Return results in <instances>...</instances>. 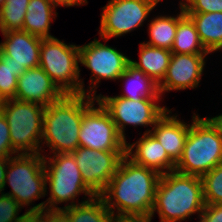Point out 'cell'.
<instances>
[{
  "mask_svg": "<svg viewBox=\"0 0 222 222\" xmlns=\"http://www.w3.org/2000/svg\"><path fill=\"white\" fill-rule=\"evenodd\" d=\"M56 9L59 7H74L88 5V0H48Z\"/></svg>",
  "mask_w": 222,
  "mask_h": 222,
  "instance_id": "d6a6232c",
  "label": "cell"
},
{
  "mask_svg": "<svg viewBox=\"0 0 222 222\" xmlns=\"http://www.w3.org/2000/svg\"><path fill=\"white\" fill-rule=\"evenodd\" d=\"M79 147L101 151H126V141L118 133L110 114L95 97L88 95H84Z\"/></svg>",
  "mask_w": 222,
  "mask_h": 222,
  "instance_id": "8fae6325",
  "label": "cell"
},
{
  "mask_svg": "<svg viewBox=\"0 0 222 222\" xmlns=\"http://www.w3.org/2000/svg\"><path fill=\"white\" fill-rule=\"evenodd\" d=\"M171 52L176 54H210L204 48L194 22L187 15L177 24Z\"/></svg>",
  "mask_w": 222,
  "mask_h": 222,
  "instance_id": "d4e9b609",
  "label": "cell"
},
{
  "mask_svg": "<svg viewBox=\"0 0 222 222\" xmlns=\"http://www.w3.org/2000/svg\"><path fill=\"white\" fill-rule=\"evenodd\" d=\"M6 0H0V10H1V7L4 5Z\"/></svg>",
  "mask_w": 222,
  "mask_h": 222,
  "instance_id": "f35d334b",
  "label": "cell"
},
{
  "mask_svg": "<svg viewBox=\"0 0 222 222\" xmlns=\"http://www.w3.org/2000/svg\"><path fill=\"white\" fill-rule=\"evenodd\" d=\"M126 156L135 164L153 169L160 175L174 171L176 167L161 143L151 133H143L132 144L127 141Z\"/></svg>",
  "mask_w": 222,
  "mask_h": 222,
  "instance_id": "ac0fdd59",
  "label": "cell"
},
{
  "mask_svg": "<svg viewBox=\"0 0 222 222\" xmlns=\"http://www.w3.org/2000/svg\"><path fill=\"white\" fill-rule=\"evenodd\" d=\"M198 222H222V204H205Z\"/></svg>",
  "mask_w": 222,
  "mask_h": 222,
  "instance_id": "1f68e13d",
  "label": "cell"
},
{
  "mask_svg": "<svg viewBox=\"0 0 222 222\" xmlns=\"http://www.w3.org/2000/svg\"><path fill=\"white\" fill-rule=\"evenodd\" d=\"M181 159L175 171L202 177L222 163V137L207 117L193 111Z\"/></svg>",
  "mask_w": 222,
  "mask_h": 222,
  "instance_id": "8992f818",
  "label": "cell"
},
{
  "mask_svg": "<svg viewBox=\"0 0 222 222\" xmlns=\"http://www.w3.org/2000/svg\"><path fill=\"white\" fill-rule=\"evenodd\" d=\"M179 12L175 15L160 14L150 18L147 24L148 28V41H142L143 43L159 47L167 50H171L177 30L178 22L186 15L184 8L179 3Z\"/></svg>",
  "mask_w": 222,
  "mask_h": 222,
  "instance_id": "44dd1931",
  "label": "cell"
},
{
  "mask_svg": "<svg viewBox=\"0 0 222 222\" xmlns=\"http://www.w3.org/2000/svg\"><path fill=\"white\" fill-rule=\"evenodd\" d=\"M24 209L12 197L0 193V222H19L22 220L26 212L19 216V212Z\"/></svg>",
  "mask_w": 222,
  "mask_h": 222,
  "instance_id": "f1b7e54d",
  "label": "cell"
},
{
  "mask_svg": "<svg viewBox=\"0 0 222 222\" xmlns=\"http://www.w3.org/2000/svg\"><path fill=\"white\" fill-rule=\"evenodd\" d=\"M123 84L122 93L117 95L126 99L141 100L142 98H162L158 84L131 63L118 78Z\"/></svg>",
  "mask_w": 222,
  "mask_h": 222,
  "instance_id": "d6986e66",
  "label": "cell"
},
{
  "mask_svg": "<svg viewBox=\"0 0 222 222\" xmlns=\"http://www.w3.org/2000/svg\"><path fill=\"white\" fill-rule=\"evenodd\" d=\"M185 13L222 12V0H180Z\"/></svg>",
  "mask_w": 222,
  "mask_h": 222,
  "instance_id": "f546056e",
  "label": "cell"
},
{
  "mask_svg": "<svg viewBox=\"0 0 222 222\" xmlns=\"http://www.w3.org/2000/svg\"><path fill=\"white\" fill-rule=\"evenodd\" d=\"M205 204H222V163L201 177Z\"/></svg>",
  "mask_w": 222,
  "mask_h": 222,
  "instance_id": "4316f807",
  "label": "cell"
},
{
  "mask_svg": "<svg viewBox=\"0 0 222 222\" xmlns=\"http://www.w3.org/2000/svg\"><path fill=\"white\" fill-rule=\"evenodd\" d=\"M131 57L117 48L102 43L94 37L93 41L79 44V64L91 70L89 86L85 88V95L97 98V88L101 80L116 81L126 70Z\"/></svg>",
  "mask_w": 222,
  "mask_h": 222,
  "instance_id": "7c38bea8",
  "label": "cell"
},
{
  "mask_svg": "<svg viewBox=\"0 0 222 222\" xmlns=\"http://www.w3.org/2000/svg\"><path fill=\"white\" fill-rule=\"evenodd\" d=\"M208 55L172 53L165 77L158 84L160 95L164 97L171 91L198 88Z\"/></svg>",
  "mask_w": 222,
  "mask_h": 222,
  "instance_id": "5bb4252c",
  "label": "cell"
},
{
  "mask_svg": "<svg viewBox=\"0 0 222 222\" xmlns=\"http://www.w3.org/2000/svg\"><path fill=\"white\" fill-rule=\"evenodd\" d=\"M9 158L10 157H0V193H2L4 189V181Z\"/></svg>",
  "mask_w": 222,
  "mask_h": 222,
  "instance_id": "836d02e7",
  "label": "cell"
},
{
  "mask_svg": "<svg viewBox=\"0 0 222 222\" xmlns=\"http://www.w3.org/2000/svg\"><path fill=\"white\" fill-rule=\"evenodd\" d=\"M175 109L167 111L157 120L150 133L161 143L170 159L177 164L181 159L190 123L179 119Z\"/></svg>",
  "mask_w": 222,
  "mask_h": 222,
  "instance_id": "e0dca14e",
  "label": "cell"
},
{
  "mask_svg": "<svg viewBox=\"0 0 222 222\" xmlns=\"http://www.w3.org/2000/svg\"><path fill=\"white\" fill-rule=\"evenodd\" d=\"M0 60L9 63L19 77L25 70L39 66L42 38L22 30L2 32Z\"/></svg>",
  "mask_w": 222,
  "mask_h": 222,
  "instance_id": "9a60e30c",
  "label": "cell"
},
{
  "mask_svg": "<svg viewBox=\"0 0 222 222\" xmlns=\"http://www.w3.org/2000/svg\"><path fill=\"white\" fill-rule=\"evenodd\" d=\"M48 156L49 154L44 156L46 190L49 191V197L45 200L46 210H63L87 202L96 196L83 182L81 172L71 153ZM82 194L84 197L80 201L77 197ZM59 204L63 206L59 207Z\"/></svg>",
  "mask_w": 222,
  "mask_h": 222,
  "instance_id": "277c9868",
  "label": "cell"
},
{
  "mask_svg": "<svg viewBox=\"0 0 222 222\" xmlns=\"http://www.w3.org/2000/svg\"><path fill=\"white\" fill-rule=\"evenodd\" d=\"M46 107L17 99L5 100L2 113L9 125L12 148L18 153H41Z\"/></svg>",
  "mask_w": 222,
  "mask_h": 222,
  "instance_id": "ba28073f",
  "label": "cell"
},
{
  "mask_svg": "<svg viewBox=\"0 0 222 222\" xmlns=\"http://www.w3.org/2000/svg\"><path fill=\"white\" fill-rule=\"evenodd\" d=\"M4 102H5V99L0 95V114L2 113Z\"/></svg>",
  "mask_w": 222,
  "mask_h": 222,
  "instance_id": "74e56055",
  "label": "cell"
},
{
  "mask_svg": "<svg viewBox=\"0 0 222 222\" xmlns=\"http://www.w3.org/2000/svg\"><path fill=\"white\" fill-rule=\"evenodd\" d=\"M6 185L11 188L7 193L4 192ZM2 193L14 198L23 208L30 206L26 211L46 210L45 201L34 204L36 200L48 195L44 155L21 153L11 156L8 160Z\"/></svg>",
  "mask_w": 222,
  "mask_h": 222,
  "instance_id": "5b68a950",
  "label": "cell"
},
{
  "mask_svg": "<svg viewBox=\"0 0 222 222\" xmlns=\"http://www.w3.org/2000/svg\"><path fill=\"white\" fill-rule=\"evenodd\" d=\"M205 207L201 177L177 171L162 174L158 181L150 219L157 215L160 222H182L200 214Z\"/></svg>",
  "mask_w": 222,
  "mask_h": 222,
  "instance_id": "7a4b0ae2",
  "label": "cell"
},
{
  "mask_svg": "<svg viewBox=\"0 0 222 222\" xmlns=\"http://www.w3.org/2000/svg\"><path fill=\"white\" fill-rule=\"evenodd\" d=\"M84 115V94H65L49 104L43 114L41 154L72 153L79 147V131ZM51 149V150H50Z\"/></svg>",
  "mask_w": 222,
  "mask_h": 222,
  "instance_id": "3957f363",
  "label": "cell"
},
{
  "mask_svg": "<svg viewBox=\"0 0 222 222\" xmlns=\"http://www.w3.org/2000/svg\"><path fill=\"white\" fill-rule=\"evenodd\" d=\"M30 0H6L0 10V32L22 30Z\"/></svg>",
  "mask_w": 222,
  "mask_h": 222,
  "instance_id": "484cf974",
  "label": "cell"
},
{
  "mask_svg": "<svg viewBox=\"0 0 222 222\" xmlns=\"http://www.w3.org/2000/svg\"><path fill=\"white\" fill-rule=\"evenodd\" d=\"M26 9L23 31L41 38L55 37L50 29L58 12L48 0H30Z\"/></svg>",
  "mask_w": 222,
  "mask_h": 222,
  "instance_id": "ffe728a7",
  "label": "cell"
},
{
  "mask_svg": "<svg viewBox=\"0 0 222 222\" xmlns=\"http://www.w3.org/2000/svg\"><path fill=\"white\" fill-rule=\"evenodd\" d=\"M85 185L99 196L116 173L126 151H101L78 147L71 153Z\"/></svg>",
  "mask_w": 222,
  "mask_h": 222,
  "instance_id": "4fadbf2b",
  "label": "cell"
},
{
  "mask_svg": "<svg viewBox=\"0 0 222 222\" xmlns=\"http://www.w3.org/2000/svg\"><path fill=\"white\" fill-rule=\"evenodd\" d=\"M18 154L10 141L9 125L3 113L0 114V157H11Z\"/></svg>",
  "mask_w": 222,
  "mask_h": 222,
  "instance_id": "4dcf8cb0",
  "label": "cell"
},
{
  "mask_svg": "<svg viewBox=\"0 0 222 222\" xmlns=\"http://www.w3.org/2000/svg\"><path fill=\"white\" fill-rule=\"evenodd\" d=\"M62 211L67 215L69 222H113L115 219L100 196Z\"/></svg>",
  "mask_w": 222,
  "mask_h": 222,
  "instance_id": "cb8c5ba5",
  "label": "cell"
},
{
  "mask_svg": "<svg viewBox=\"0 0 222 222\" xmlns=\"http://www.w3.org/2000/svg\"><path fill=\"white\" fill-rule=\"evenodd\" d=\"M162 0H109L107 5L101 7L100 40L107 42L130 34L149 21L152 11L159 6Z\"/></svg>",
  "mask_w": 222,
  "mask_h": 222,
  "instance_id": "30bf717a",
  "label": "cell"
},
{
  "mask_svg": "<svg viewBox=\"0 0 222 222\" xmlns=\"http://www.w3.org/2000/svg\"><path fill=\"white\" fill-rule=\"evenodd\" d=\"M113 222H152L150 218L115 217Z\"/></svg>",
  "mask_w": 222,
  "mask_h": 222,
  "instance_id": "8d00e7d4",
  "label": "cell"
},
{
  "mask_svg": "<svg viewBox=\"0 0 222 222\" xmlns=\"http://www.w3.org/2000/svg\"><path fill=\"white\" fill-rule=\"evenodd\" d=\"M79 65V45L57 37L42 38L39 66L64 94L85 95Z\"/></svg>",
  "mask_w": 222,
  "mask_h": 222,
  "instance_id": "52a82bcc",
  "label": "cell"
},
{
  "mask_svg": "<svg viewBox=\"0 0 222 222\" xmlns=\"http://www.w3.org/2000/svg\"><path fill=\"white\" fill-rule=\"evenodd\" d=\"M16 71L9 63L0 60V95L5 99H14L17 89Z\"/></svg>",
  "mask_w": 222,
  "mask_h": 222,
  "instance_id": "83f0119b",
  "label": "cell"
},
{
  "mask_svg": "<svg viewBox=\"0 0 222 222\" xmlns=\"http://www.w3.org/2000/svg\"><path fill=\"white\" fill-rule=\"evenodd\" d=\"M194 22L204 48L210 53L222 49V12L185 13Z\"/></svg>",
  "mask_w": 222,
  "mask_h": 222,
  "instance_id": "603a6c76",
  "label": "cell"
},
{
  "mask_svg": "<svg viewBox=\"0 0 222 222\" xmlns=\"http://www.w3.org/2000/svg\"><path fill=\"white\" fill-rule=\"evenodd\" d=\"M160 176L125 155L99 196L115 217L150 218Z\"/></svg>",
  "mask_w": 222,
  "mask_h": 222,
  "instance_id": "6da1fadb",
  "label": "cell"
},
{
  "mask_svg": "<svg viewBox=\"0 0 222 222\" xmlns=\"http://www.w3.org/2000/svg\"><path fill=\"white\" fill-rule=\"evenodd\" d=\"M64 95L44 70L38 66L25 70L18 77L14 99L46 107L60 100Z\"/></svg>",
  "mask_w": 222,
  "mask_h": 222,
  "instance_id": "2e32d148",
  "label": "cell"
},
{
  "mask_svg": "<svg viewBox=\"0 0 222 222\" xmlns=\"http://www.w3.org/2000/svg\"><path fill=\"white\" fill-rule=\"evenodd\" d=\"M110 114L120 136L127 142L126 126L146 127L144 133H150L157 120L167 111L161 105L163 98L126 99L119 96L98 94L96 98ZM149 127V128H148Z\"/></svg>",
  "mask_w": 222,
  "mask_h": 222,
  "instance_id": "9c48e42d",
  "label": "cell"
},
{
  "mask_svg": "<svg viewBox=\"0 0 222 222\" xmlns=\"http://www.w3.org/2000/svg\"><path fill=\"white\" fill-rule=\"evenodd\" d=\"M50 222H69V219L62 210H50Z\"/></svg>",
  "mask_w": 222,
  "mask_h": 222,
  "instance_id": "e575fe53",
  "label": "cell"
},
{
  "mask_svg": "<svg viewBox=\"0 0 222 222\" xmlns=\"http://www.w3.org/2000/svg\"><path fill=\"white\" fill-rule=\"evenodd\" d=\"M210 122L216 127L218 130L220 136L222 137V113L220 115L212 116V117H207Z\"/></svg>",
  "mask_w": 222,
  "mask_h": 222,
  "instance_id": "d590c367",
  "label": "cell"
},
{
  "mask_svg": "<svg viewBox=\"0 0 222 222\" xmlns=\"http://www.w3.org/2000/svg\"><path fill=\"white\" fill-rule=\"evenodd\" d=\"M139 62L130 59V63L159 84L165 77L171 59V50L139 43Z\"/></svg>",
  "mask_w": 222,
  "mask_h": 222,
  "instance_id": "7402d4cb",
  "label": "cell"
}]
</instances>
